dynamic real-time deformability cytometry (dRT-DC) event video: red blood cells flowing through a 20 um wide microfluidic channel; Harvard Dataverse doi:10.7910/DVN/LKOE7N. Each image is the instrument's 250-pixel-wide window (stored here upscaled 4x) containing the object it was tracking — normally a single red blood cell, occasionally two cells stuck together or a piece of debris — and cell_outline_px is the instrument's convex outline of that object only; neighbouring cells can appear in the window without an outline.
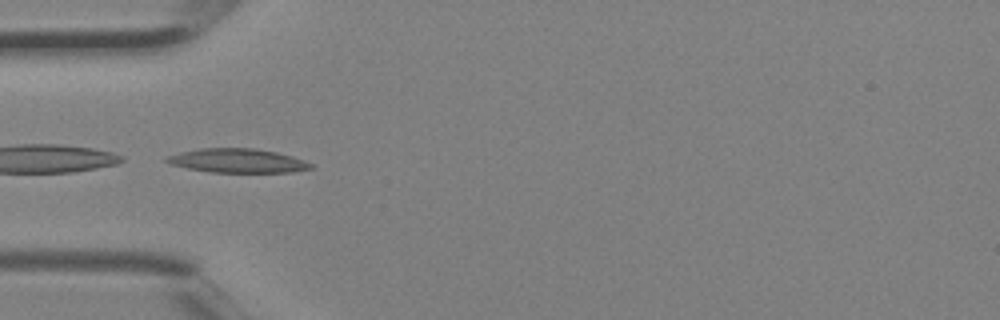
{"species": "Egyptian fruit bat (a non-hibernating species)", "species_latin": "Rousettus aegyptiacus", "temperature_condition": "room temperature", "stored_images_in_passage": 1, "camera_frame_rate_fps": 3000, "um_per_image_px": 0.085, "animal": {"sex": "female"}, "frame": {"image": 1, "passage_image": 1, "time_ms": 0.0, "image_size_px": [1000, 320], "cell_outline_px": [[312, 168], [292, 172], [212, 172], [188, 168], [172, 164], [164, 160], [168, 156], [180, 152], [200, 148], [252, 148], [276, 152], [292, 156], [304, 160], [312, 164]], "centroid_in_image_um": [20.2, 13.65], "position_along_channel_um": 64.8, "area_um2": 19.94}}